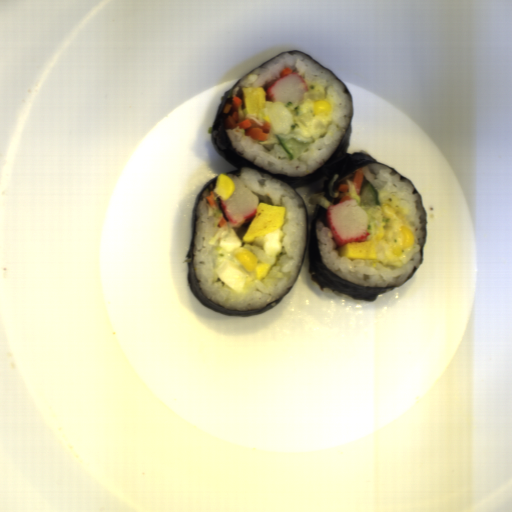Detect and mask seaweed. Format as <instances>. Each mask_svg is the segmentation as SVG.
<instances>
[{"label":"seaweed","instance_id":"obj_2","mask_svg":"<svg viewBox=\"0 0 512 512\" xmlns=\"http://www.w3.org/2000/svg\"><path fill=\"white\" fill-rule=\"evenodd\" d=\"M306 218V246L308 254V274L322 291L328 288L346 295L350 300L376 301L378 295L393 290L396 286H366L353 283L339 276L323 264L320 244L317 234V222L320 221L324 227L329 228L327 220L328 208L318 202L311 214L308 213L302 199ZM330 229V228H329Z\"/></svg>","mask_w":512,"mask_h":512},{"label":"seaweed","instance_id":"obj_1","mask_svg":"<svg viewBox=\"0 0 512 512\" xmlns=\"http://www.w3.org/2000/svg\"><path fill=\"white\" fill-rule=\"evenodd\" d=\"M284 52L291 55L294 53H302L315 63L328 70L342 83L344 87L343 93H348L352 102V109L348 125L341 138L339 139L335 149L324 161V163L315 170L311 171L305 176H287L279 172L273 173L260 166L256 162L243 157L242 152H239L234 148L233 142L227 132L225 120L228 117H232L234 110L232 107L229 112H223V110L226 104L232 105L235 88L242 81V79L245 77L244 76L238 79L231 87L223 91L221 102L217 108L210 131V142L215 152L226 162L232 165L226 169L224 174L227 176L235 175L236 177H241L243 169H255L259 175L262 176L263 174H266L288 185L292 190L305 187L307 188V195L323 194V198L328 200L331 205L341 202L342 198L347 196L346 192L341 193V191H339L340 185L346 184L348 186V180H353L355 173L367 164L384 165L390 168L392 174L400 175L403 181L409 180L391 166L377 161L366 151L361 150L353 153H347L352 133V120L354 118L353 95L350 89L347 87L344 81L331 69L327 68L307 53L298 49L290 48L284 49L283 53Z\"/></svg>","mask_w":512,"mask_h":512},{"label":"seaweed","instance_id":"obj_3","mask_svg":"<svg viewBox=\"0 0 512 512\" xmlns=\"http://www.w3.org/2000/svg\"><path fill=\"white\" fill-rule=\"evenodd\" d=\"M218 176L213 177L206 183L202 185V187L199 189L193 203L192 207V217H191V233H190V244L188 253L186 256L187 260V274H186V280L188 287L192 293V295L197 299V301L207 307L208 309L215 311L217 313H220L222 315H233V316H249V315H260L272 308H274L287 294L286 292L282 294L280 297H278L273 302L267 304L261 309H252L248 311H240L237 309H227L222 306L217 305L212 300L208 298V296L205 294V292L200 287L195 268H194V245L195 240L197 236V221L199 220V216L197 215L198 206L201 200H203V194L206 191V189L211 186L212 184H216Z\"/></svg>","mask_w":512,"mask_h":512},{"label":"seaweed","instance_id":"obj_4","mask_svg":"<svg viewBox=\"0 0 512 512\" xmlns=\"http://www.w3.org/2000/svg\"><path fill=\"white\" fill-rule=\"evenodd\" d=\"M216 202H217V207H219V209H220V211H221L222 219H224V220H225V223L227 224V223H228V222H230V221L226 218V216H225V215H224V213H223V210H222V199H221V198H219V197L217 196V198H216Z\"/></svg>","mask_w":512,"mask_h":512},{"label":"seaweed","instance_id":"obj_6","mask_svg":"<svg viewBox=\"0 0 512 512\" xmlns=\"http://www.w3.org/2000/svg\"><path fill=\"white\" fill-rule=\"evenodd\" d=\"M419 193H420V192H419V191H417V190L414 188V191H413V193H412V194H419Z\"/></svg>","mask_w":512,"mask_h":512},{"label":"seaweed","instance_id":"obj_5","mask_svg":"<svg viewBox=\"0 0 512 512\" xmlns=\"http://www.w3.org/2000/svg\"><path fill=\"white\" fill-rule=\"evenodd\" d=\"M417 269H418V268H415V267L413 268V270H412L411 274H410V275H409V277L406 279V281H409V280H410V278L414 275V273L417 271ZM406 281H405V282H406Z\"/></svg>","mask_w":512,"mask_h":512}]
</instances>
